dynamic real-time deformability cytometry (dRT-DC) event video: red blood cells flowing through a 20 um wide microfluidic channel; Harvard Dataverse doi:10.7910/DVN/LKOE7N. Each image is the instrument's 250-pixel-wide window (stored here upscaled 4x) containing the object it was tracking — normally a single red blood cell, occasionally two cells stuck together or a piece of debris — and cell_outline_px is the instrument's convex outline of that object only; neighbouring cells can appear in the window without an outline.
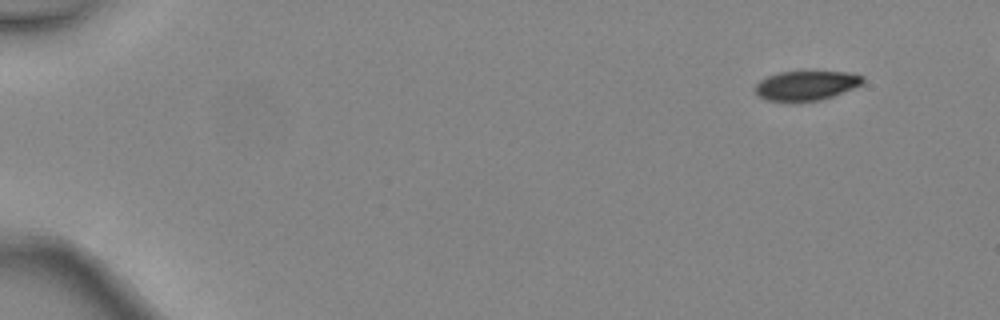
{"species": "common noctule bat (a hibernating species)", "species_latin": "Nyctalus noctula", "temperature_condition": "warm", "stored_images_in_passage": 4, "camera_frame_rate_fps": 3000, "um_per_image_px": 0.085, "animal": {"sex": "female", "body_mass_g": 24.6, "forearm_length_mm": 56.2}, "frame": {"image": 1, "passage_image": 1, "time_ms": 0.0, "image_size_px": [1000, 320], "cell_outline_px": [[864, 80], [860, 84], [852, 88], [832, 96], [820, 100], [792, 104], [764, 100], [756, 96], [752, 88], [760, 80], [768, 76], [780, 72], [848, 72], [864, 76]], "centroid_in_image_um": [68.41, 7.32], "position_along_channel_um": 16.6, "area_um2": 19.02}}